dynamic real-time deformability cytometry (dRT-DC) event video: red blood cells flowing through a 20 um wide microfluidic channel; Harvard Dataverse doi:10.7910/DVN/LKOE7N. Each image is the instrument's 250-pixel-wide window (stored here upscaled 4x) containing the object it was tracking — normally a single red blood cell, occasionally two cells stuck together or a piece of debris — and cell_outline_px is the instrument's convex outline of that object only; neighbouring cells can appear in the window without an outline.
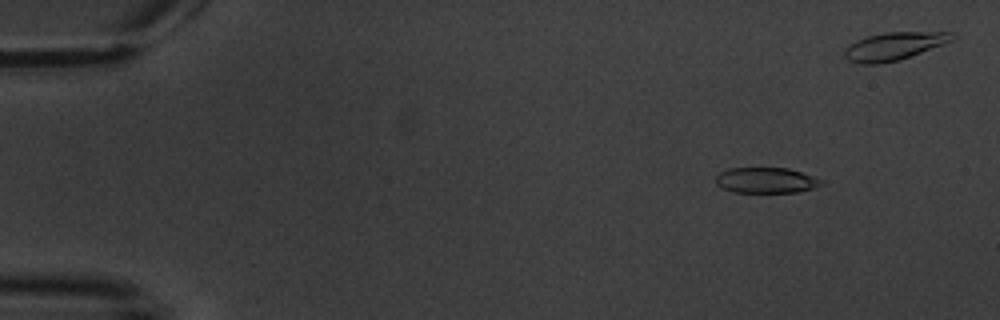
{"species": "common noctule bat (a hibernating species)", "species_latin": "Nyctalus noctula", "temperature_condition": "warm", "stored_images_in_passage": 6, "camera_frame_rate_fps": 3000, "um_per_image_px": 0.085, "animal": {"sex": "male", "body_mass_g": 20.1, "forearm_length_mm": 53.5}, "frame": {"image": 1, "passage_image": 2, "time_ms": 1.333, "image_size_px": [1000, 320], "cell_outline_px": [[824, 184], [816, 188], [796, 192], [732, 192], [720, 188], [716, 184], [716, 176], [720, 172], [728, 168], [788, 168], [824, 180]], "centroid_in_image_um": [65.11, 15.33], "position_along_channel_um": 19.9, "area_um2": 15.9}}